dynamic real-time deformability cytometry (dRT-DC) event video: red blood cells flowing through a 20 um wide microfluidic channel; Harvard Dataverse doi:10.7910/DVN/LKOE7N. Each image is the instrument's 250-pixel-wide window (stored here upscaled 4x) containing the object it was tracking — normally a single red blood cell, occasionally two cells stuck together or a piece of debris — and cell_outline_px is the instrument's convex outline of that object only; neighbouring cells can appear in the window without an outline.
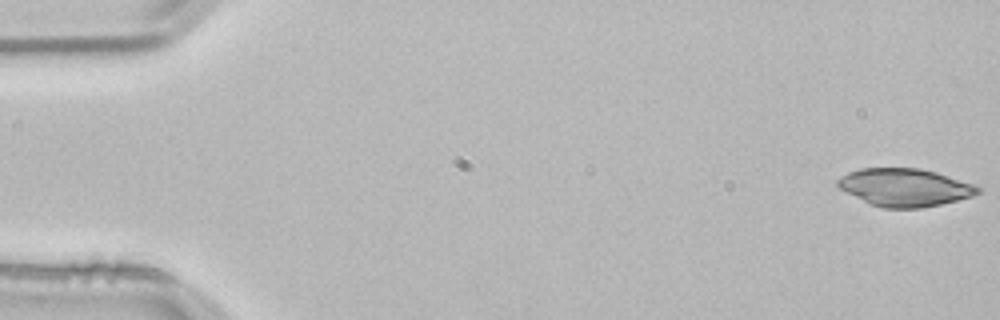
{"species": "common noctule bat (a hibernating species)", "species_latin": "Nyctalus noctula", "temperature_condition": "room temperature", "stored_images_in_passage": 5, "camera_frame_rate_fps": 3000, "um_per_image_px": 0.085, "animal": {"sex": "male", "body_mass_g": 21.5, "forearm_length_mm": 52.0}, "frame": {"image": 1, "passage_image": 1, "time_ms": 0.0, "image_size_px": [1000, 320], "cell_outline_px": [[984, 188], [980, 192], [972, 196], [940, 204], [920, 208], [884, 208], [872, 204], [840, 188], [836, 184], [836, 180], [840, 176], [848, 172], [860, 168], [920, 168], [936, 172]], "centroid_in_image_um": [76.91, 15.91], "position_along_channel_um": 8.1, "area_um2": 30.52}}